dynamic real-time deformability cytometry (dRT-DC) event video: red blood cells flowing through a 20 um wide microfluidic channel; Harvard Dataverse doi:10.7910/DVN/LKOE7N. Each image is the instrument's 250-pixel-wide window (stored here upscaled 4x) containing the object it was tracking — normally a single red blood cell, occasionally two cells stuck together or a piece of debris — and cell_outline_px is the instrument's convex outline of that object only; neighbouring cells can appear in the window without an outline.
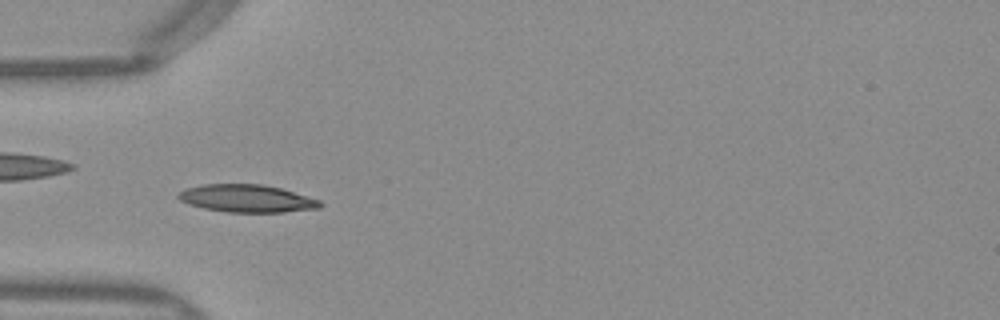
{"species": "Egyptian fruit bat (a non-hibernating species)", "species_latin": "Rousettus aegyptiacus", "temperature_condition": "warm", "stored_images_in_passage": 50, "camera_frame_rate_fps": 3000, "um_per_image_px": 0.085, "frame": {"image": 1, "passage_image": 15, "time_ms": 4.667, "image_size_px": [1000, 320], "cell_outline_px": [[324, 204], [320, 208], [284, 212], [228, 212], [204, 208], [188, 204], [180, 200], [176, 196], [180, 192], [188, 188], [204, 184], [260, 184], [280, 188], [320, 200]], "centroid_in_image_um": [21.0, 16.87], "position_along_channel_um": 64.0, "area_um2": 22.66}}
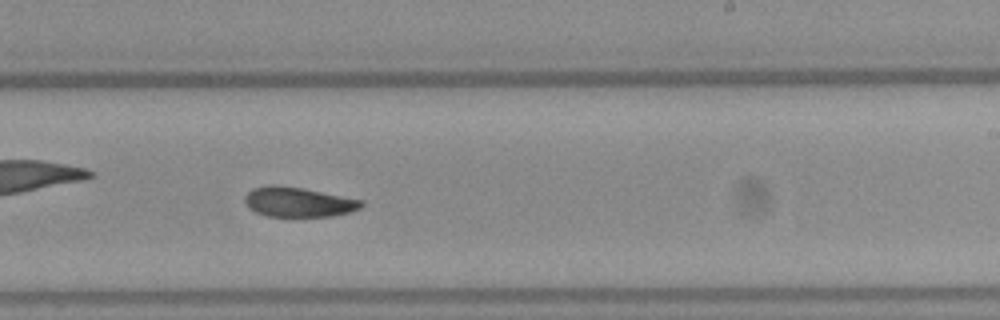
{"frame": {"image": 2, "passage_image": 30, "time_ms": 9.667, "image_size_px": [1000, 320], "cell_outline_px": [[364, 204], [360, 208], [352, 212], [332, 216], [268, 216], [256, 212], [248, 208], [244, 200], [244, 196], [252, 188], [268, 184], [276, 184], [304, 188], [364, 200]], "centroid_in_image_um": [25.36, 17.16], "position_along_channel_um": 263.6, "area_um2": 20.52}}
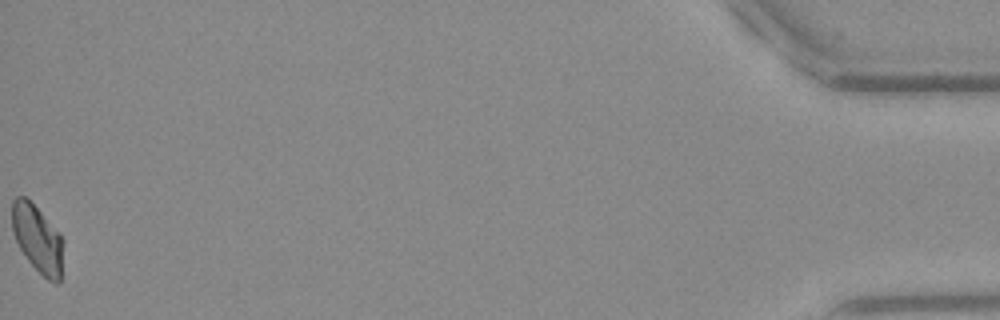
{"frame": {"image": 3, "passage_image": 50, "time_ms": 16.333, "image_size_px": [1000, 320], "cell_outline_px": [[64, 240], [60, 280], [56, 284], [48, 280], [28, 260], [20, 248], [12, 232], [12, 200], [16, 196], [24, 196], [60, 232]], "centroid_in_image_um": [3.2, 20.29], "position_along_channel_um": 432.0, "area_um2": 20.0}, "authors_computed_cell_mechanics": {"area_um2": 20.6924, "velocity_mm_per_s": 4.009, "shape_relaxation_time_tau1_ms": 10.7177, "shape_relaxation_time_tau2_ms": 3.4832, "deformation_change_tau1": 0.2034, "deformation_change_tau2": 0.061}}